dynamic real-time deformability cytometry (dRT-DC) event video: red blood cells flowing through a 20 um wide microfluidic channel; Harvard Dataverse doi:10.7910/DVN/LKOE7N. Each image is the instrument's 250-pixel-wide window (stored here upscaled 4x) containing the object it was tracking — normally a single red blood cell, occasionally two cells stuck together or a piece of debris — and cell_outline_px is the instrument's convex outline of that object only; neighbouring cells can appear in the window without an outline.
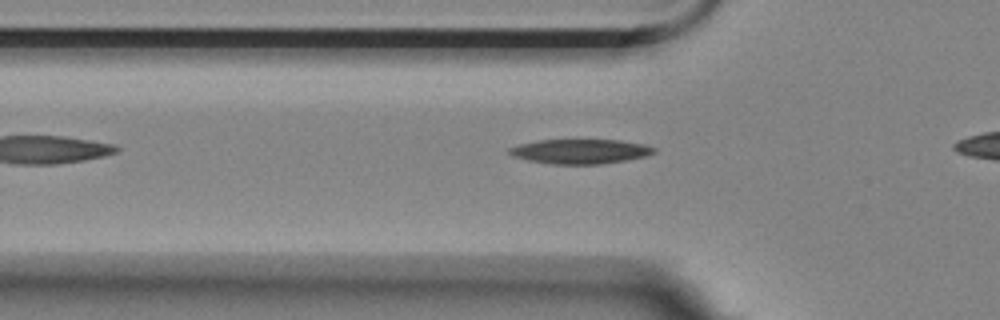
{"species": "Egyptian fruit bat (a non-hibernating species)", "species_latin": "Rousettus aegyptiacus", "temperature_condition": "room temperature", "stored_images_in_passage": 31, "camera_frame_rate_fps": 3000, "um_per_image_px": 0.085, "animal": {"sex": "female"}, "frame": {"image": 1, "passage_image": 3, "time_ms": 0.667, "image_size_px": [1000, 320], "cell_outline_px": [[656, 152], [644, 156], [628, 160], [600, 164], [552, 164], [528, 160], [512, 156], [508, 152], [508, 148], [520, 144], [540, 140], [620, 140], [644, 144], [656, 148]], "centroid_in_image_um": [49.33, 12.87], "position_along_channel_um": 76.5, "area_um2": 20.69}}
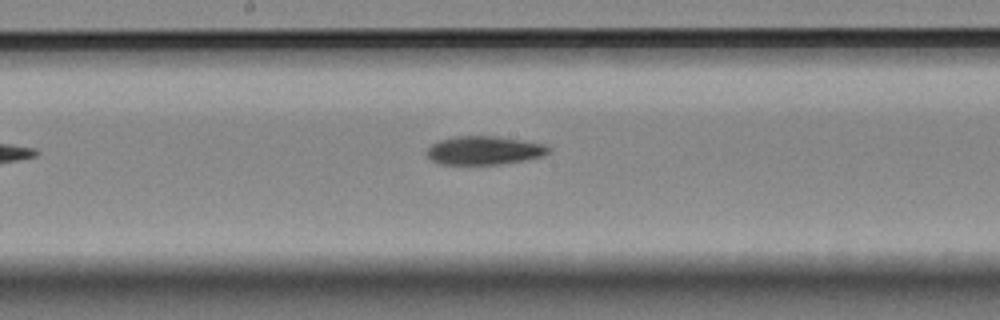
{"frame": {"image": 2, "passage_image": 14, "time_ms": 4.333, "image_size_px": [1000, 320], "cell_outline_px": [[552, 148], [544, 156], [524, 160], [500, 164], [440, 164], [432, 160], [428, 156], [428, 148], [436, 140], [456, 136], [496, 136], [544, 144]], "centroid_in_image_um": [41.16, 12.78], "position_along_channel_um": 207.0, "area_um2": 20.17}}
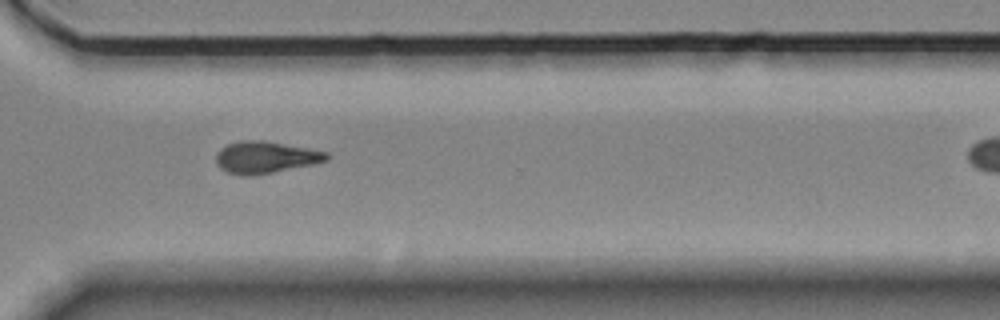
{"frame": {"image": 3, "passage_image": 26, "time_ms": 8.333, "image_size_px": [1000, 320], "cell_outline_px": [[328, 160], [312, 164], [272, 172], [248, 176], [244, 176], [228, 172], [220, 168], [216, 164], [216, 152], [220, 148], [228, 144], [240, 140], [264, 140], [308, 148], [328, 152]], "centroid_in_image_um": [22.52, 13.36], "position_along_channel_um": 348.1, "area_um2": 20.46}}